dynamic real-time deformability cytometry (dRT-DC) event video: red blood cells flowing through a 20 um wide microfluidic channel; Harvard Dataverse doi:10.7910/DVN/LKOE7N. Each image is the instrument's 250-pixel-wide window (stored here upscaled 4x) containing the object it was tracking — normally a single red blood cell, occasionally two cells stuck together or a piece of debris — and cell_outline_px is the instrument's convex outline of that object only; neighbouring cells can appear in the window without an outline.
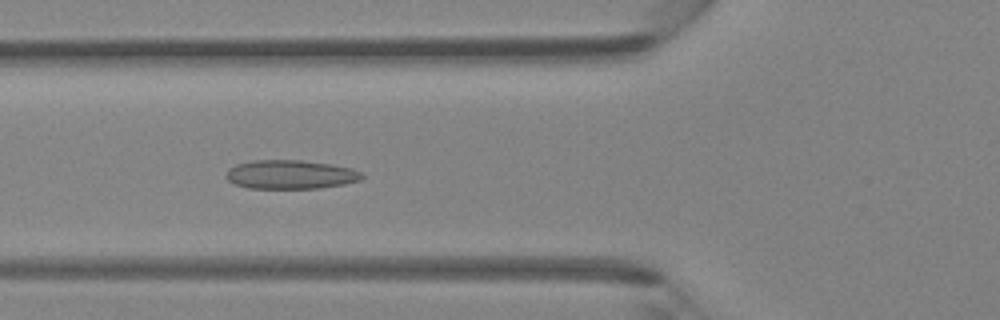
{"species": "Egyptian fruit bat (a non-hibernating species)", "species_latin": "Rousettus aegyptiacus", "temperature_condition": "room temperature", "stored_images_in_passage": 35, "camera_frame_rate_fps": 3000, "um_per_image_px": 0.085, "animal": {"sex": "female"}, "frame": {"image": 1, "passage_image": 9, "time_ms": 2.667, "image_size_px": [1000, 320], "cell_outline_px": [[364, 176], [360, 180], [344, 184], [320, 188], [248, 188], [232, 184], [224, 176], [228, 168], [236, 164], [252, 160], [300, 160], [332, 164], [352, 168], [364, 172]], "centroid_in_image_um": [24.68, 14.83], "position_along_channel_um": 101.1, "area_um2": 23.18}}
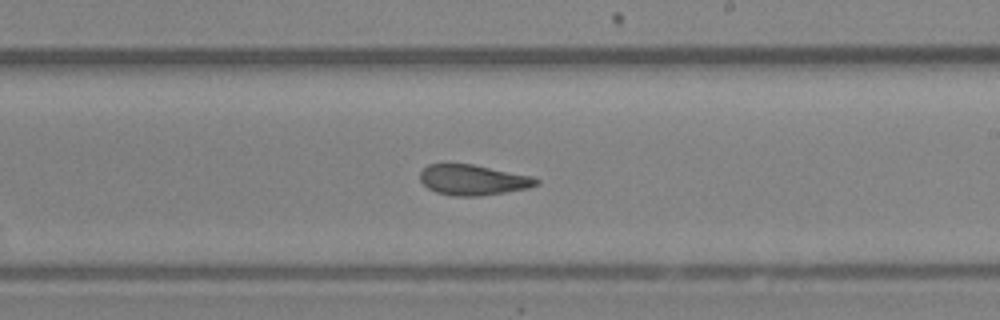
{"frame": {"image": 2, "passage_image": 19, "time_ms": 6.0, "image_size_px": [1000, 320], "cell_outline_px": [[540, 184], [528, 188], [480, 196], [452, 196], [436, 192], [428, 188], [420, 180], [420, 172], [428, 164], [472, 164], [532, 176], [540, 180]], "centroid_in_image_um": [40.21, 15.3], "position_along_channel_um": 248.8, "area_um2": 20.58}}
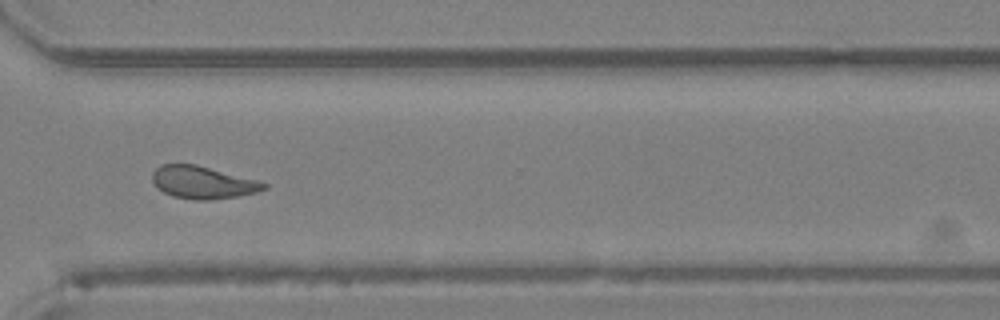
{"frame": {"image": 3, "passage_image": 26, "time_ms": 8.333, "image_size_px": [1000, 320], "cell_outline_px": [[268, 188], [256, 192], [236, 196], [208, 200], [192, 200], [172, 196], [156, 188], [152, 180], [152, 172], [160, 164], [196, 164], [256, 180], [268, 184]], "centroid_in_image_um": [17.19, 15.5], "position_along_channel_um": 353.4, "area_um2": 21.1}}